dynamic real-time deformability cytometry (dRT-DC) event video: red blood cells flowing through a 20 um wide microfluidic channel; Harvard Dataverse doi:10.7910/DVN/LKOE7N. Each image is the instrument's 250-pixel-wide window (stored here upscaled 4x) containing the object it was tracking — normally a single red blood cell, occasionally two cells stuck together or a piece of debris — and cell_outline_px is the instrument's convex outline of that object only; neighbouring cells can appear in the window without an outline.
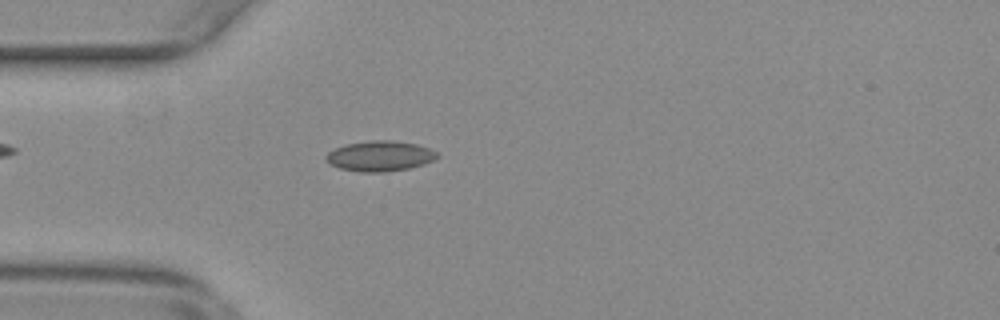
{"species": "common noctule bat (a hibernating species)", "species_latin": "Nyctalus noctula", "temperature_condition": "warm", "stored_images_in_passage": 54, "camera_frame_rate_fps": 3000, "um_per_image_px": 0.085, "animal": {"sex": "female", "body_mass_g": 29.2, "forearm_length_mm": 56.3}, "frame": {"image": 1, "passage_image": 15, "time_ms": 4.667, "image_size_px": [1000, 320], "cell_outline_px": [[440, 156], [424, 164], [408, 168], [384, 172], [360, 172], [340, 168], [328, 164], [324, 156], [328, 152], [344, 144], [372, 140], [392, 140], [416, 144], [428, 148], [436, 152]], "centroid_in_image_um": [32.25, 13.26], "position_along_channel_um": 52.7, "area_um2": 19.65}}
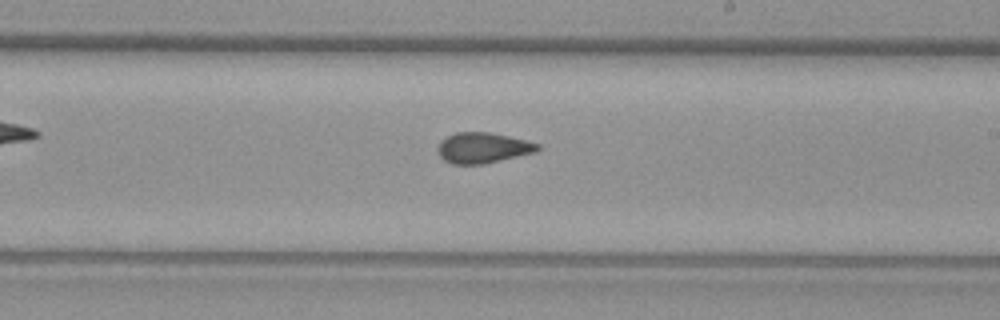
{"frame": {"image": 2, "passage_image": 31, "time_ms": 10.0, "image_size_px": [1000, 320], "cell_outline_px": [[540, 148], [536, 152], [484, 164], [452, 164], [444, 160], [436, 152], [436, 148], [440, 140], [456, 132], [488, 132], [508, 136], [540, 144]], "centroid_in_image_um": [41.0, 12.57], "position_along_channel_um": 248.0, "area_um2": 17.86}}
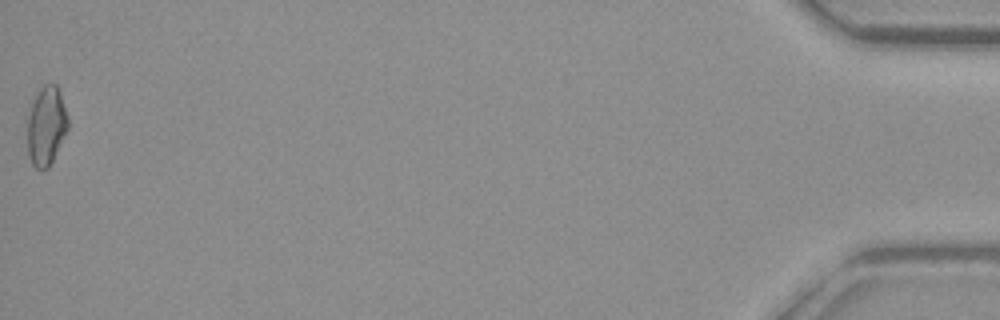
{"frame": {"image": 3, "passage_image": 54, "time_ms": 17.667, "image_size_px": [1000, 320], "cell_outline_px": [[68, 128], [48, 168], [36, 168], [32, 164], [28, 156], [28, 116], [32, 104], [40, 88], [44, 84], [56, 84], [60, 92], [68, 116]], "centroid_in_image_um": [3.94, 10.68], "position_along_channel_um": 431.3, "area_um2": 18.32}, "authors_computed_cell_mechanics": {"area_um2": 18.1203, "velocity_mm_per_s": 3.7882, "shape_relaxation_time_tau1_ms": null, "shape_relaxation_time_tau2_ms": 1.7462, "deformation_change_tau1": null, "deformation_change_tau2": 0.0788}}